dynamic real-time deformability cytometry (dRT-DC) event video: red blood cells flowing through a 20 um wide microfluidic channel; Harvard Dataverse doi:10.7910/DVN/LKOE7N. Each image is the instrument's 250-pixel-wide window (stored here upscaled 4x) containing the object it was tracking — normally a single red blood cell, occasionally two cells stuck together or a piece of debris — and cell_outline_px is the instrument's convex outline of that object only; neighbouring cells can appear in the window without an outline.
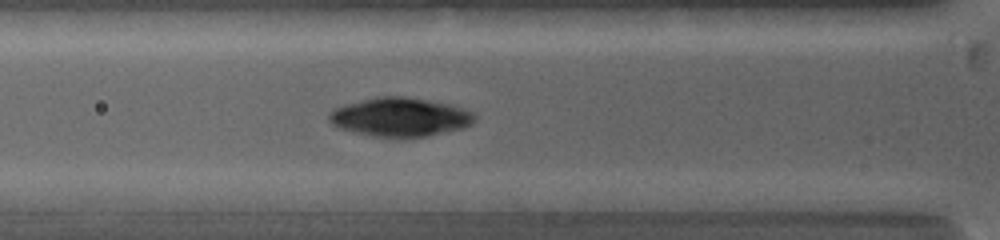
{"species": "common noctule bat (a hibernating species)", "species_latin": "Nyctalus noctula", "temperature_condition": "warm", "stored_images_in_passage": 5, "camera_frame_rate_fps": 5000, "um_per_image_px": 0.085, "animal": {"sex": "female", "body_mass_g": 19.0, "forearm_length_mm": 53.3}, "frame": {"image": 1, "passage_image": 5, "time_ms": 3.2, "image_size_px": [1000, 240], "cell_outline_px": [[476, 120], [472, 124], [464, 128], [428, 136], [372, 136], [340, 128], [332, 124], [328, 120], [328, 112], [332, 108], [344, 104], [376, 96], [404, 96], [428, 100], [448, 104], [464, 108], [476, 112]], "centroid_in_image_um": [34.02, 9.93], "position_along_channel_um": 91.8, "area_um2": 33.06}}